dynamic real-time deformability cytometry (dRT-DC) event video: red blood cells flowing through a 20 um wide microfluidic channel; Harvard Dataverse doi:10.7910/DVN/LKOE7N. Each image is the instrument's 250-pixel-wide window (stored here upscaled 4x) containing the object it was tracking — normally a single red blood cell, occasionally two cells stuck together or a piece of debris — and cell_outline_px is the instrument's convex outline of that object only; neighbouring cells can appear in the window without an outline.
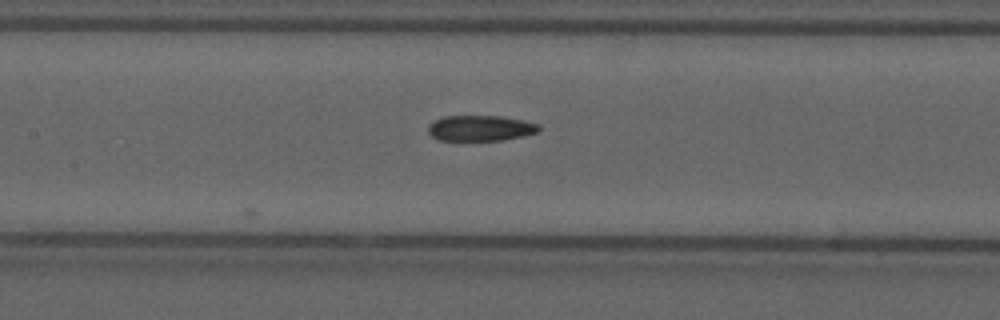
{"species": "common noctule bat (a hibernating species)", "species_latin": "Nyctalus noctula", "temperature_condition": "cold", "stored_images_in_passage": 18, "camera_frame_rate_fps": 3000, "um_per_image_px": 0.085, "animal": {"sex": "male", "forearm_length_mm": 52.5}, "frame": {"image": 1, "passage_image": 18, "time_ms": 5.667, "image_size_px": [1000, 320], "cell_outline_px": [[540, 132], [524, 136], [504, 140], [440, 140], [432, 136], [428, 132], [428, 124], [432, 120], [444, 116], [500, 116], [524, 120], [540, 124]], "centroid_in_image_um": [40.86, 10.89], "position_along_channel_um": 166.5, "area_um2": 16.76}}